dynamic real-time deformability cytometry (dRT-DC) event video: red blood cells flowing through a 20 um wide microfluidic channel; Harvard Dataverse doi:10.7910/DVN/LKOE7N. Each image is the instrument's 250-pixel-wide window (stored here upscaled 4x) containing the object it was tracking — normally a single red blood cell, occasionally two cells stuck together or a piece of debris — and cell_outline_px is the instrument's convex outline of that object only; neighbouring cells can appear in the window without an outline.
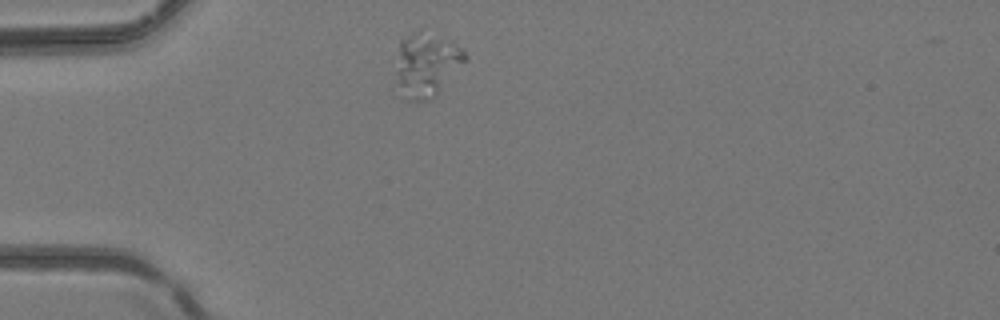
{"species": "common noctule bat (a hibernating species)", "species_latin": "Nyctalus noctula", "temperature_condition": "room temperature", "stored_images_in_passage": 2, "camera_frame_rate_fps": 3000, "um_per_image_px": 0.085, "animal": {"sex": "female", "body_mass_g": 24.6, "forearm_length_mm": 56.2}, "frame": {"image": 1, "passage_image": 1, "time_ms": 0.0, "image_size_px": [1000, 320], "cell_outline_px": [[468, 56], [436, 96], [428, 100], [404, 100], [392, 88], [400, 40], [404, 36], [420, 28], [456, 44]], "centroid_in_image_um": [36.13, 5.53], "position_along_channel_um": 48.9, "area_um2": 26.53}}